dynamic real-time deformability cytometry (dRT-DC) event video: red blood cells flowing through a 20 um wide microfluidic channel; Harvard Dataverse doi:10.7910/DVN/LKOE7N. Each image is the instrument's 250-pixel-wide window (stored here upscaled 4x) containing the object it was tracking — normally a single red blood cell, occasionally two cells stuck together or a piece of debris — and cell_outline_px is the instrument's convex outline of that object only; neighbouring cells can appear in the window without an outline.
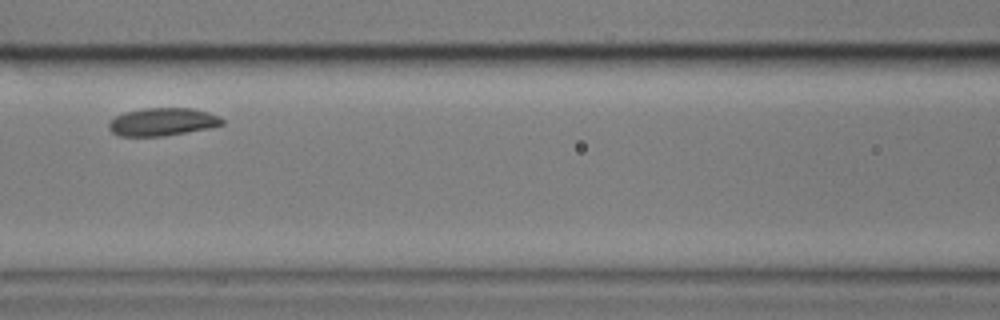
{"species": "common noctule bat (a hibernating species)", "species_latin": "Nyctalus noctula", "temperature_condition": "cold", "stored_images_in_passage": 8, "camera_frame_rate_fps": 3000, "um_per_image_px": 0.085, "animal": {"sex": "male", "body_mass_g": 17.9}, "frame": {"image": 1, "passage_image": 5, "time_ms": 4.667, "image_size_px": [1000, 320], "cell_outline_px": [[224, 124], [212, 128], [164, 136], [120, 136], [112, 132], [108, 128], [108, 124], [116, 116], [124, 112], [144, 108], [192, 108], [208, 112], [220, 116], [224, 120]], "centroid_in_image_um": [13.85, 10.36], "position_along_channel_um": 152.8, "area_um2": 18.55}}
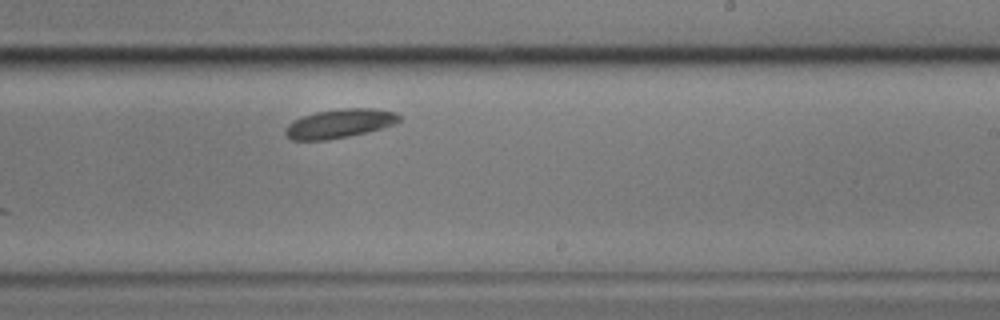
{"frame": {"image": 2, "passage_image": 8, "time_ms": 8.0, "image_size_px": [1000, 320], "cell_outline_px": [[400, 120], [396, 124], [368, 132], [328, 140], [292, 140], [284, 132], [288, 124], [304, 116], [316, 112], [340, 108], [376, 108], [396, 112], [400, 116]], "centroid_in_image_um": [28.92, 10.49], "position_along_channel_um": 260.1, "area_um2": 19.19}}